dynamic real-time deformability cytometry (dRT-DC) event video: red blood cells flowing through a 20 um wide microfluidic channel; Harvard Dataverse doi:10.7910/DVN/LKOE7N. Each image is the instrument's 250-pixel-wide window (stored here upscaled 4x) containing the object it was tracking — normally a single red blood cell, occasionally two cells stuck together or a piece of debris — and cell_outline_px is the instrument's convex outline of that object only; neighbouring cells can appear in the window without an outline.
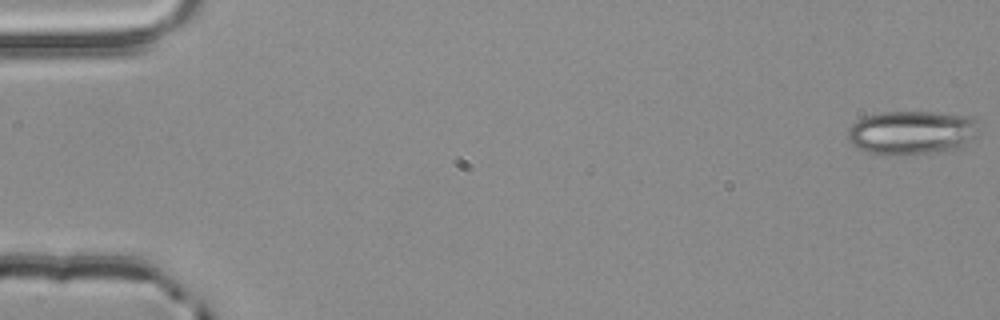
{"species": "common noctule bat (a hibernating species)", "species_latin": "Nyctalus noctula", "temperature_condition": "room temperature", "stored_images_in_passage": 9, "camera_frame_rate_fps": 3000, "um_per_image_px": 0.085, "animal": {"sex": "male", "body_mass_g": 20.4}, "frame": {"image": 1, "passage_image": 1, "time_ms": 0.0, "image_size_px": [1000, 320], "cell_outline_px": [[980, 136], [960, 148], [944, 152], [904, 156], [896, 156], [868, 152], [852, 144], [848, 140], [848, 128], [856, 120], [864, 116], [884, 112], [936, 112], [972, 116]], "centroid_in_image_um": [77.54, 11.29], "position_along_channel_um": 7.5, "area_um2": 34.28}}